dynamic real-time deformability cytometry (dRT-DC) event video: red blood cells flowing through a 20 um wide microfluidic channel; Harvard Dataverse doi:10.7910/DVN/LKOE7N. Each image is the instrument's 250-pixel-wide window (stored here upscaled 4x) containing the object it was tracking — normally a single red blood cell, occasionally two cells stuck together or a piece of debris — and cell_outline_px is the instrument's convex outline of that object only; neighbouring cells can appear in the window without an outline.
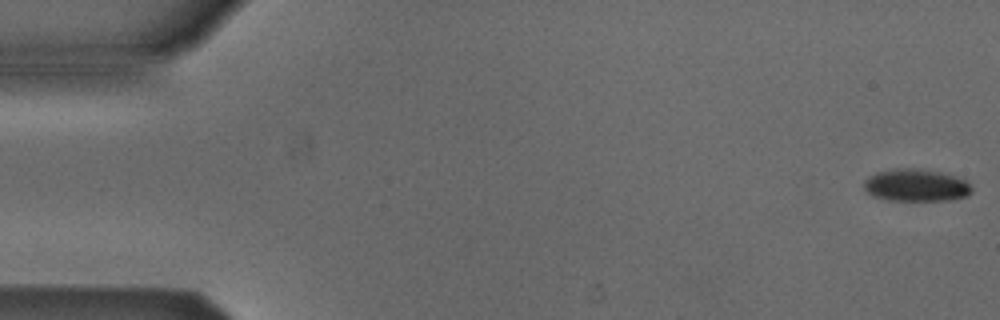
{"species": "Egyptian fruit bat (a non-hibernating species)", "species_latin": "Rousettus aegyptiacus", "temperature_condition": "cold", "stored_images_in_passage": 4, "camera_frame_rate_fps": 3000, "um_per_image_px": 0.085, "animal": {"sex": "male"}, "frame": {"image": 1, "passage_image": 1, "time_ms": 0.0, "image_size_px": [1000, 320], "cell_outline_px": [[972, 192], [968, 196], [952, 200], [888, 200], [872, 196], [864, 188], [864, 180], [868, 176], [876, 172], [896, 168], [912, 168], [940, 172], [964, 180], [972, 188]], "centroid_in_image_um": [77.83, 15.75], "position_along_channel_um": 7.2, "area_um2": 20.23}}
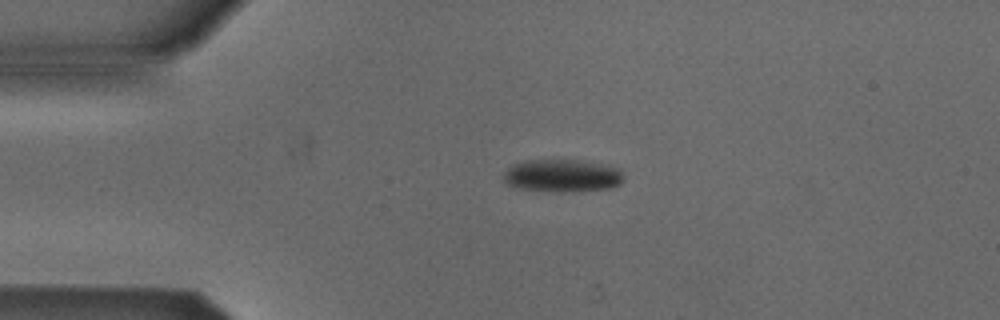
{"frame": {"image": 2, "passage_image": 4, "time_ms": 3.667, "image_size_px": [1000, 320], "cell_outline_px": [[624, 180], [620, 184], [612, 188], [572, 192], [556, 192], [516, 188], [508, 184], [504, 180], [504, 172], [512, 164], [524, 160], [580, 160], [608, 164], [620, 168], [624, 176]], "centroid_in_image_um": [47.85, 14.93], "position_along_channel_um": 37.2, "area_um2": 23.41}}